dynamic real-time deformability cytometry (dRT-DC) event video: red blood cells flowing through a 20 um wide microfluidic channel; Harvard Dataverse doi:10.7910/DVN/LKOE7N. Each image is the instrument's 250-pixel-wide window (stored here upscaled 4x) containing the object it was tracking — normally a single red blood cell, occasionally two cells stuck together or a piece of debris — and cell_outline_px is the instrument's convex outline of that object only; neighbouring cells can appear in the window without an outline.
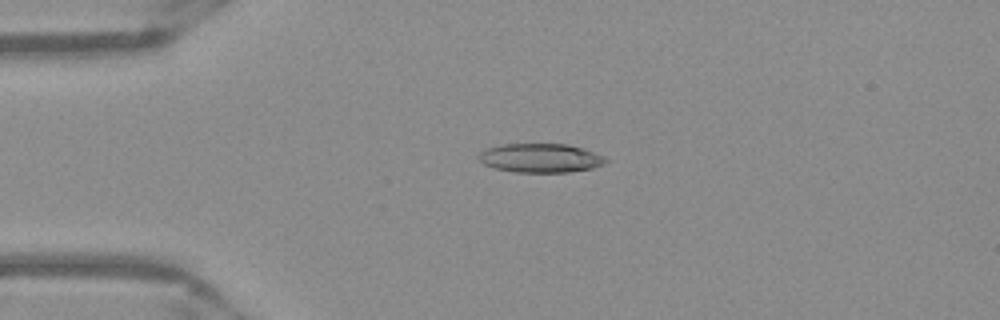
{"species": "Egyptian fruit bat (a non-hibernating species)", "species_latin": "Rousettus aegyptiacus", "temperature_condition": "warm", "stored_images_in_passage": 51, "camera_frame_rate_fps": 3000, "um_per_image_px": 0.085, "frame": {"image": 1, "passage_image": 12, "time_ms": 3.667, "image_size_px": [1000, 320], "cell_outline_px": [[608, 160], [604, 164], [592, 168], [568, 172], [516, 172], [496, 168], [484, 164], [476, 160], [480, 152], [488, 148], [504, 144], [568, 144], [592, 152]], "centroid_in_image_um": [45.89, 13.43], "position_along_channel_um": 39.1, "area_um2": 21.15}}
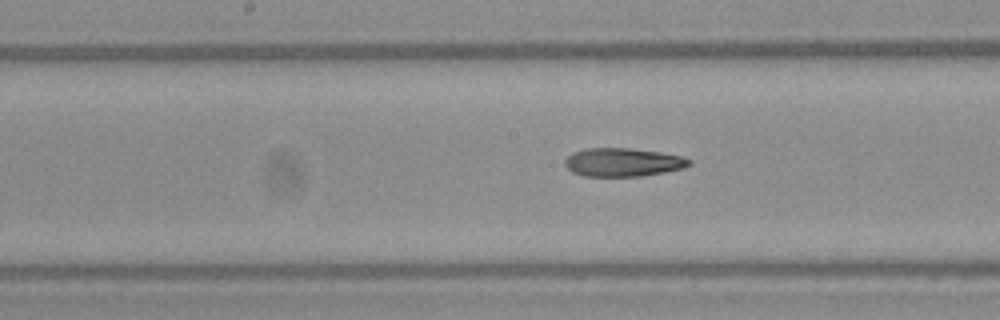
{"frame": {"image": 2, "passage_image": 26, "time_ms": 8.333, "image_size_px": [1000, 320], "cell_outline_px": [[692, 164], [684, 168], [664, 172], [640, 176], [584, 176], [572, 172], [564, 164], [564, 160], [572, 152], [588, 148], [632, 148], [660, 152], [680, 156], [692, 160]], "centroid_in_image_um": [52.94, 13.79], "position_along_channel_um": 195.3, "area_um2": 20.63}}
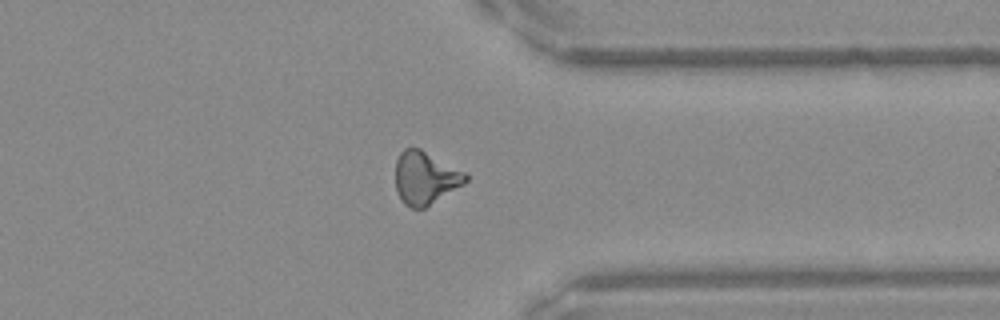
{"frame": {"image": 3, "passage_image": 40, "time_ms": 13.0, "image_size_px": [1000, 320], "cell_outline_px": [[468, 180], [464, 184], [424, 208], [412, 208], [404, 204], [400, 200], [396, 188], [396, 160], [400, 152], [404, 148], [420, 148], [464, 172], [468, 176]], "centroid_in_image_um": [36.12, 15.12], "position_along_channel_um": 375.3, "area_um2": 21.44}, "authors_computed_cell_mechanics": {"area_um2": 21.1548, "velocity_mm_per_s": 3.9566, "shape_relaxation_time_tau1_ms": null, "shape_relaxation_time_tau2_ms": 4.3095, "deformation_change_tau1": null, "deformation_change_tau2": 0.1548}}